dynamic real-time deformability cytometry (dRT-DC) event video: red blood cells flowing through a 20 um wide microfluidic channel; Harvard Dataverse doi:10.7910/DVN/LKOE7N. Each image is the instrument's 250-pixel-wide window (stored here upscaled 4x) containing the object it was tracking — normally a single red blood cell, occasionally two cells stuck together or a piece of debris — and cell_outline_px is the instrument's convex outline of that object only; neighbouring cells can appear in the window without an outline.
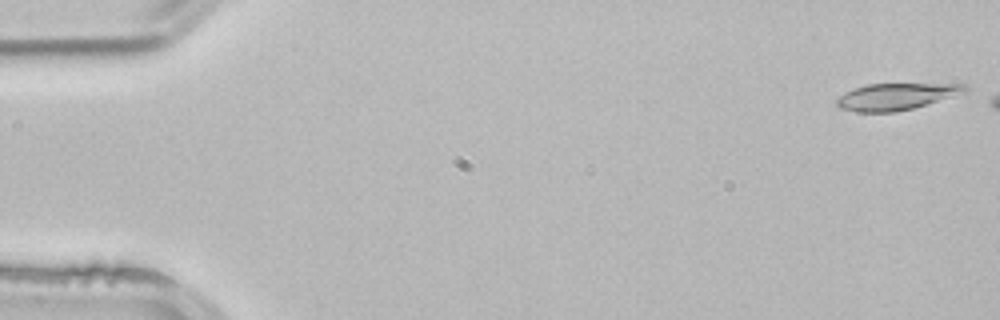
{"species": "common noctule bat (a hibernating species)", "species_latin": "Nyctalus noctula", "temperature_condition": "room temperature", "stored_images_in_passage": 46, "camera_frame_rate_fps": 3000, "um_per_image_px": 0.085, "animal": {"sex": "male", "body_mass_g": 21.5, "forearm_length_mm": 52.0}, "frame": {"image": 1, "passage_image": 1, "time_ms": 0.0, "image_size_px": [1000, 320], "cell_outline_px": [[968, 92], [912, 108], [896, 112], [856, 112], [840, 108], [836, 104], [836, 96], [844, 92], [868, 84], [964, 84], [968, 88]], "centroid_in_image_um": [76.14, 8.21], "position_along_channel_um": 8.9, "area_um2": 19.88}}
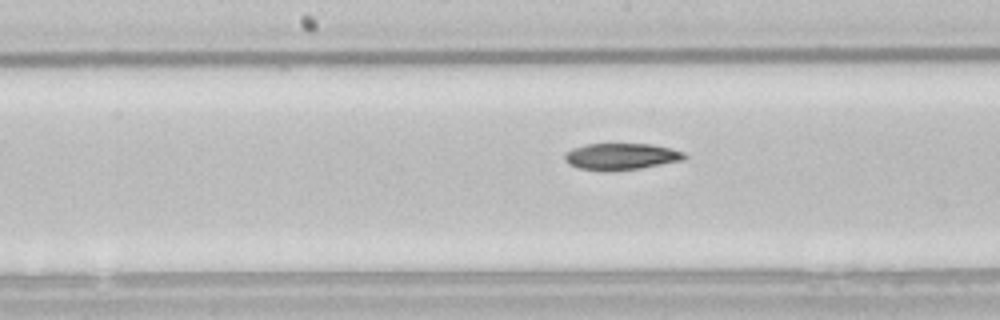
{"frame": {"image": 2, "passage_image": 26, "time_ms": 8.333, "image_size_px": [1000, 320], "cell_outline_px": [[688, 156], [684, 160], [640, 168], [612, 172], [600, 172], [580, 168], [568, 164], [564, 160], [564, 156], [572, 148], [588, 144], [652, 144], [672, 148], [684, 152]], "centroid_in_image_um": [52.81, 13.32], "position_along_channel_um": 195.4, "area_um2": 18.84}}
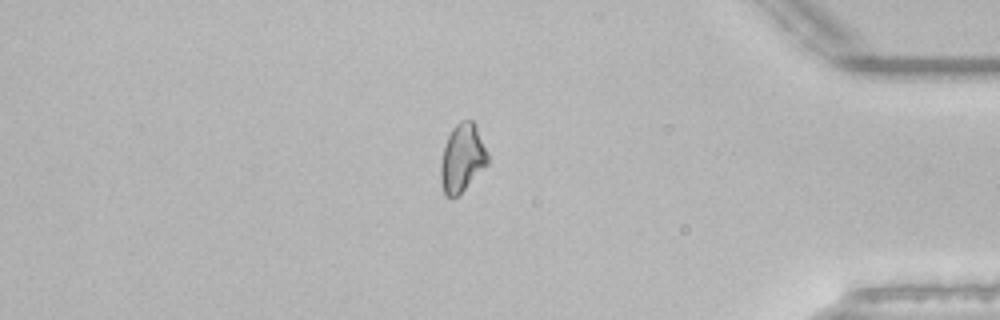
{"frame": {"image": 3, "passage_image": 44, "time_ms": 14.333, "image_size_px": [1000, 320], "cell_outline_px": [[488, 164], [456, 196], [444, 196], [440, 180], [440, 164], [444, 148], [448, 136], [452, 128], [460, 120], [472, 120], [476, 124], [488, 152]], "centroid_in_image_um": [39.29, 13.4], "position_along_channel_um": 395.9, "area_um2": 18.55}}